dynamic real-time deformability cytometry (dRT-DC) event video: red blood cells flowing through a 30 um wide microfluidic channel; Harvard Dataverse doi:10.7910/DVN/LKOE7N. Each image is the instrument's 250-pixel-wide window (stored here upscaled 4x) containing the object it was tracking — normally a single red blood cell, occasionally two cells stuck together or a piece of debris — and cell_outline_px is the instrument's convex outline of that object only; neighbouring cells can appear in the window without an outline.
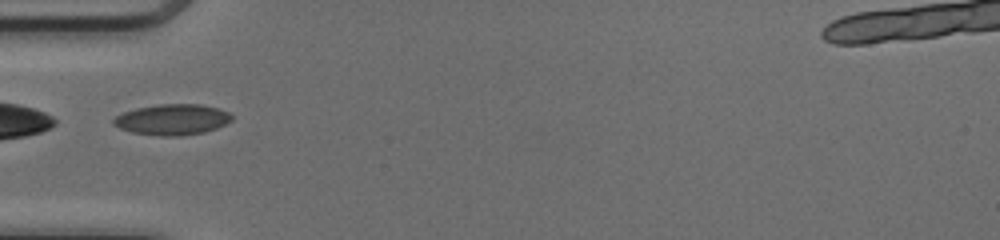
{"species": "common noctule bat (a hibernating species)", "species_latin": "Nyctalus noctula", "temperature_condition": "cold", "stored_images_in_passage": 31, "camera_frame_rate_fps": 3000, "um_per_image_px": 0.085, "animal": {"sex": "female", "body_mass_g": 17.0, "forearm_length_mm": 48.0}, "frame": {"image": 1, "passage_image": 1, "time_ms": 0.0, "image_size_px": [1000, 240], "cell_outline_px": [[232, 120], [216, 128], [204, 132], [180, 136], [160, 136], [132, 132], [120, 128], [112, 124], [112, 120], [116, 116], [124, 112], [136, 108], [160, 104], [200, 104], [216, 108], [228, 112], [232, 116]], "centroid_in_image_um": [14.62, 10.16], "position_along_channel_um": 70.4, "area_um2": 21.1}}
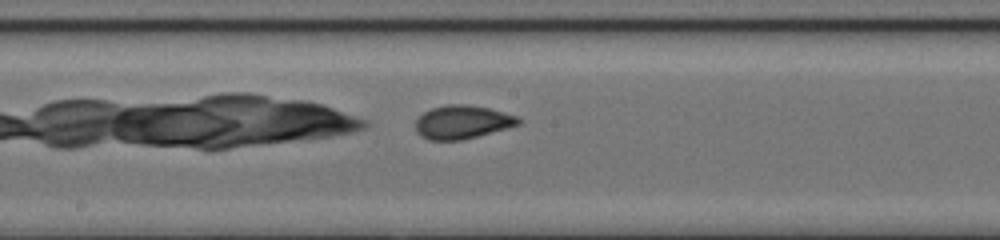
{"frame": {"image": 2, "passage_image": 11, "time_ms": 3.333, "image_size_px": [1000, 240], "cell_outline_px": [[520, 124], [508, 128], [464, 140], [428, 140], [420, 136], [416, 132], [416, 120], [424, 112], [432, 108], [448, 104], [464, 104], [488, 108], [516, 116], [520, 120]], "centroid_in_image_um": [39.27, 10.39], "position_along_channel_um": 208.9, "area_um2": 20.0}}
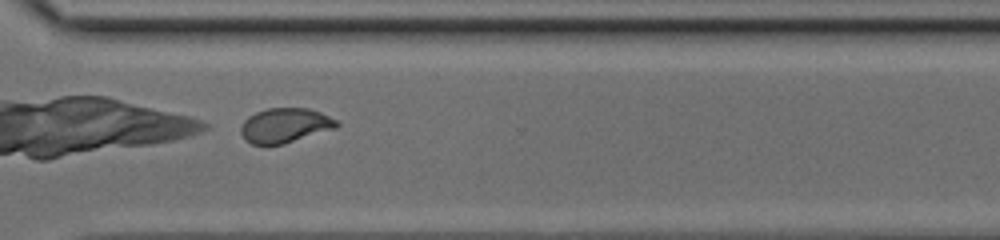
{"frame": {"image": 3, "passage_image": 21, "time_ms": 6.667, "image_size_px": [1000, 240], "cell_outline_px": [[340, 124], [336, 128], [284, 144], [252, 144], [244, 140], [240, 132], [240, 128], [244, 120], [248, 116], [256, 112], [268, 108], [308, 108], [320, 112], [336, 120]], "centroid_in_image_um": [24.2, 10.66], "position_along_channel_um": 346.4, "area_um2": 19.36}, "authors_computed_cell_mechanics": {"area_um2": 19.7098, "velocity_mm_per_s": 4.1426, "shape_relaxation_time_tau1_ms": 3.2521, "shape_relaxation_time_tau2_ms": 0.8851, "deformation_change_tau1": 0.1146, "deformation_change_tau2": 0.0608}}